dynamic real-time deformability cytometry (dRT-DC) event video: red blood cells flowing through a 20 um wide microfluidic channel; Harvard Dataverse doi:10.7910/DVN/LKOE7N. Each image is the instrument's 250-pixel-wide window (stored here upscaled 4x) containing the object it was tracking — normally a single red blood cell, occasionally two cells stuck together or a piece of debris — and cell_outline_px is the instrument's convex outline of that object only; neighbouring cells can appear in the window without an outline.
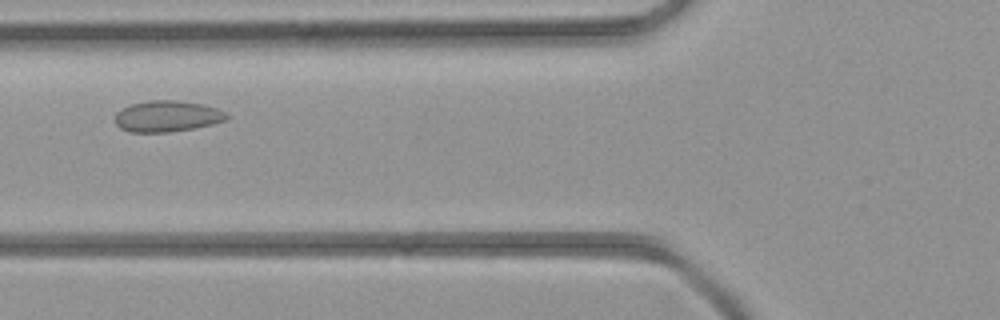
{"species": "common noctule bat (a hibernating species)", "species_latin": "Nyctalus noctula", "temperature_condition": "room temperature", "stored_images_in_passage": 3, "camera_frame_rate_fps": 3000, "um_per_image_px": 0.085, "animal": {"sex": "female", "body_mass_g": 21.9}, "frame": {"image": 1, "passage_image": 3, "time_ms": 2.333, "image_size_px": [1000, 320], "cell_outline_px": [[228, 116], [224, 120], [212, 124], [192, 128], [168, 132], [132, 132], [120, 128], [116, 124], [116, 112], [120, 108], [128, 104], [148, 100], [176, 100], [204, 104], [216, 108], [224, 112]], "centroid_in_image_um": [14.15, 9.86], "position_along_channel_um": 111.6, "area_um2": 20.23}}